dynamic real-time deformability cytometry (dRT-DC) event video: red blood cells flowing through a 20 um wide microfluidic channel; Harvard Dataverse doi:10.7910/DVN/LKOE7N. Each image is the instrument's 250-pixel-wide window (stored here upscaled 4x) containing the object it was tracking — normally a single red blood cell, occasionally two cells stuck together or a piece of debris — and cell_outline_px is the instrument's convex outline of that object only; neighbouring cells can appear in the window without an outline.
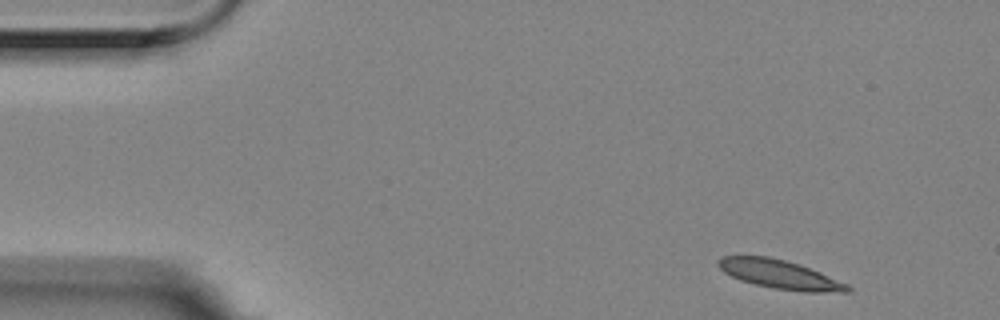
{"species": "Egyptian fruit bat (a non-hibernating species)", "species_latin": "Rousettus aegyptiacus", "temperature_condition": "room temperature", "stored_images_in_passage": 4, "segment_of_instrument_passage": [1, 2], "camera_frame_rate_fps": 3000, "um_per_image_px": 0.085, "animal": {"sex": "female"}, "frame": {"image": 1, "passage_image": 1, "time_ms": 0.0, "image_size_px": [1000, 320], "cell_outline_px": [[852, 292], [804, 292], [772, 288], [740, 280], [724, 272], [716, 264], [716, 260], [720, 256], [768, 256], [800, 264], [820, 272], [848, 284], [852, 288]], "centroid_in_image_um": [66.29, 23.32], "position_along_channel_um": 18.7, "area_um2": 21.79}}